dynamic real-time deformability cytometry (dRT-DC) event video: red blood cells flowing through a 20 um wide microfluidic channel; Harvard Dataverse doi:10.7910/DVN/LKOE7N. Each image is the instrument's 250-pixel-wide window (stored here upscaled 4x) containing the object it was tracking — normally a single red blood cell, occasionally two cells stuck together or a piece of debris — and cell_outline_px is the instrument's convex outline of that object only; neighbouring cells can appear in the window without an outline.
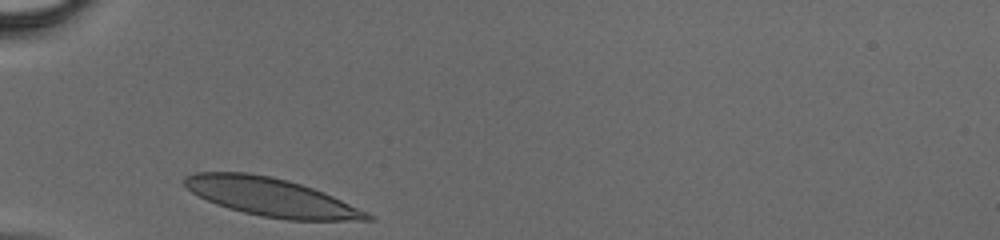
{"species": "human", "species_latin": "Homo sapiens", "temperature_condition": "cold", "stored_images_in_passage": 24, "camera_frame_rate_fps": 3000, "um_per_image_px": 0.085, "donor": {"sex": "male"}, "frame": {"image": 1, "passage_image": 1, "time_ms": 0.0, "image_size_px": [1000, 240], "cell_outline_px": [[376, 220], [288, 220], [264, 216], [244, 212], [228, 208], [216, 204], [192, 192], [184, 184], [184, 176], [196, 172], [248, 172], [272, 176], [288, 180], [324, 192], [368, 212], [376, 216]], "centroid_in_image_um": [23.07, 16.75], "position_along_channel_um": 61.9, "area_um2": 40.52}}
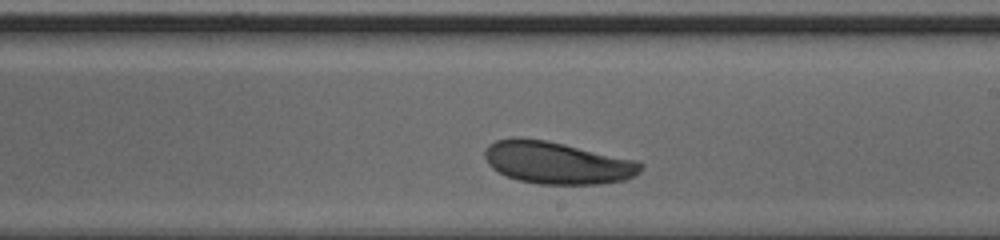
{"frame": {"image": 2, "passage_image": 14, "time_ms": 4.333, "image_size_px": [1000, 240], "cell_outline_px": [[644, 164], [640, 172], [624, 180], [600, 184], [540, 184], [516, 180], [492, 168], [488, 164], [484, 156], [484, 152], [488, 144], [496, 140], [512, 136], [520, 136], [548, 140], [640, 160]], "centroid_in_image_um": [47.36, 13.8], "position_along_channel_um": 241.6, "area_um2": 39.07}}
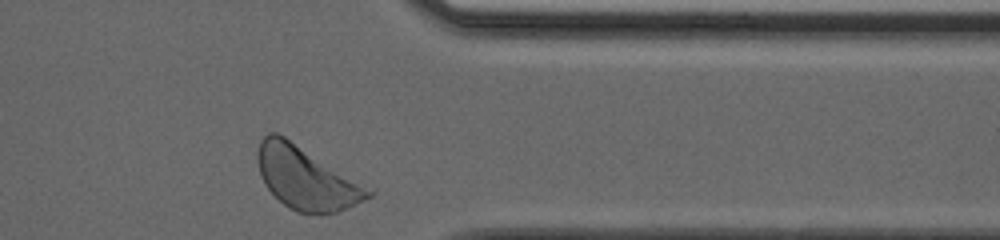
{"frame": {"image": 3, "passage_image": 24, "time_ms": 7.667, "image_size_px": [1000, 240], "cell_outline_px": [[376, 192], [372, 196], [364, 200], [336, 212], [296, 212], [284, 204], [264, 184], [256, 160], [256, 152], [260, 140], [268, 132], [276, 132], [284, 136], [376, 188]], "centroid_in_image_um": [26.09, 15.09], "position_along_channel_um": 385.3, "area_um2": 40.86}}